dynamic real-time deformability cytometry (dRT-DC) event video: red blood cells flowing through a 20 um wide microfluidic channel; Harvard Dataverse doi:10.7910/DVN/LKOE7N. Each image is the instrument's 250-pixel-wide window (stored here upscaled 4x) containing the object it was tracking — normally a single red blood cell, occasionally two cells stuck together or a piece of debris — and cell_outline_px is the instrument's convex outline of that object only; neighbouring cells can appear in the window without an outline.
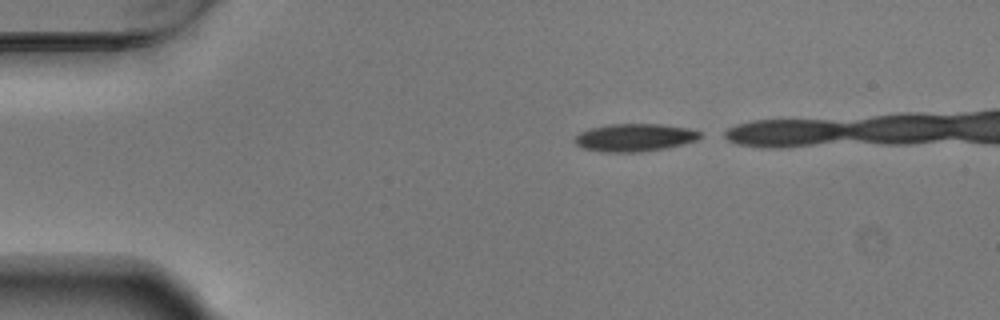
{"species": "Egyptian fruit bat (a non-hibernating species)", "species_latin": "Rousettus aegyptiacus", "temperature_condition": "warm", "stored_images_in_passage": 15, "camera_frame_rate_fps": 3000, "um_per_image_px": 0.085, "animal": {"sex": "male"}, "frame": {"image": 1, "passage_image": 1, "time_ms": 0.0, "image_size_px": [1000, 320], "cell_outline_px": [[700, 136], [696, 140], [684, 144], [664, 148], [640, 152], [600, 152], [584, 148], [576, 144], [576, 136], [580, 132], [592, 128], [612, 124], [660, 124], [688, 128], [700, 132]], "centroid_in_image_um": [53.95, 11.69], "position_along_channel_um": 31.1, "area_um2": 20.0}}
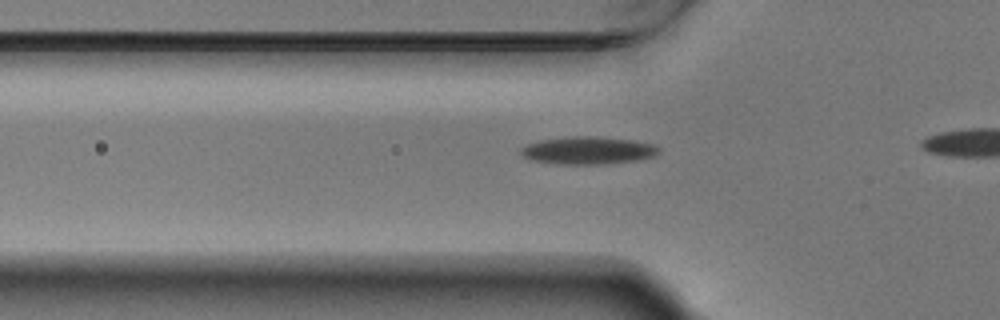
{"frame": {"image": 2, "passage_image": 9, "time_ms": 2.667, "image_size_px": [1000, 320], "cell_outline_px": [[660, 152], [652, 156], [636, 160], [604, 164], [560, 164], [532, 160], [524, 156], [520, 152], [520, 148], [528, 144], [540, 140], [576, 136], [588, 136], [632, 140], [652, 144], [660, 148]], "centroid_in_image_um": [49.97, 12.79], "position_along_channel_um": 75.8, "area_um2": 21.85}}
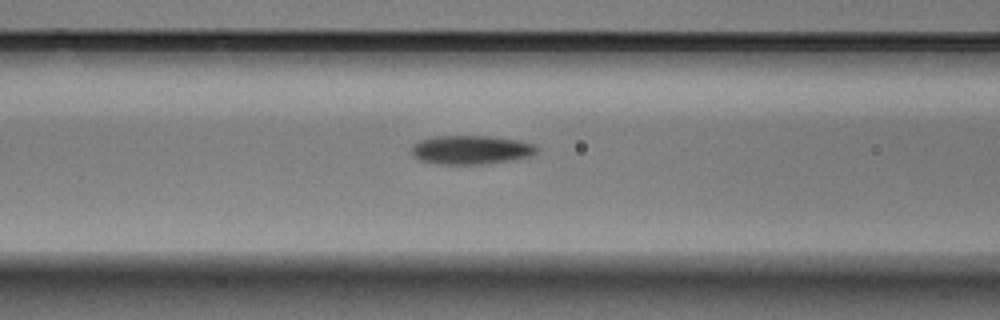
{"frame": {"image": 3, "passage_image": 13, "time_ms": 4.0, "image_size_px": [1000, 320], "cell_outline_px": [[536, 152], [532, 156], [512, 160], [484, 164], [436, 164], [420, 160], [412, 156], [412, 148], [420, 140], [436, 136], [488, 136], [516, 140], [532, 144], [536, 148]], "centroid_in_image_um": [40.01, 12.75], "position_along_channel_um": 126.6, "area_um2": 20.87}}